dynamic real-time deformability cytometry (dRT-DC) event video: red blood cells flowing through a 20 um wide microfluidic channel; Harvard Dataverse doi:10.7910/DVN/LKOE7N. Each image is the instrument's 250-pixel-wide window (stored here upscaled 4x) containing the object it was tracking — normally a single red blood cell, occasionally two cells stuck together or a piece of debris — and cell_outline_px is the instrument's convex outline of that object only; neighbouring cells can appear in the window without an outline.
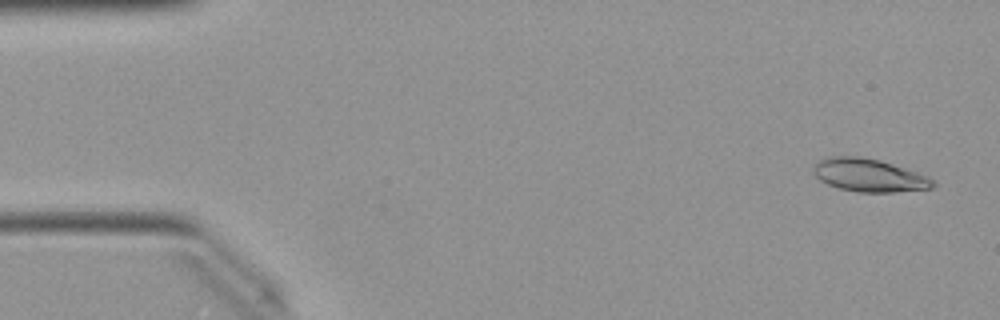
{"species": "Egyptian fruit bat (a non-hibernating species)", "species_latin": "Rousettus aegyptiacus", "temperature_condition": "warm", "stored_images_in_passage": 50, "camera_frame_rate_fps": 3000, "um_per_image_px": 0.085, "animal": {"sex": "female"}, "frame": {"image": 1, "passage_image": 2, "time_ms": 0.333, "image_size_px": [1000, 320], "cell_outline_px": [[936, 184], [932, 188], [896, 192], [856, 192], [840, 188], [828, 184], [820, 180], [812, 172], [812, 168], [816, 160], [828, 156], [860, 156], [880, 160], [928, 176], [936, 180]], "centroid_in_image_um": [73.85, 14.89], "position_along_channel_um": 11.2, "area_um2": 23.18}}
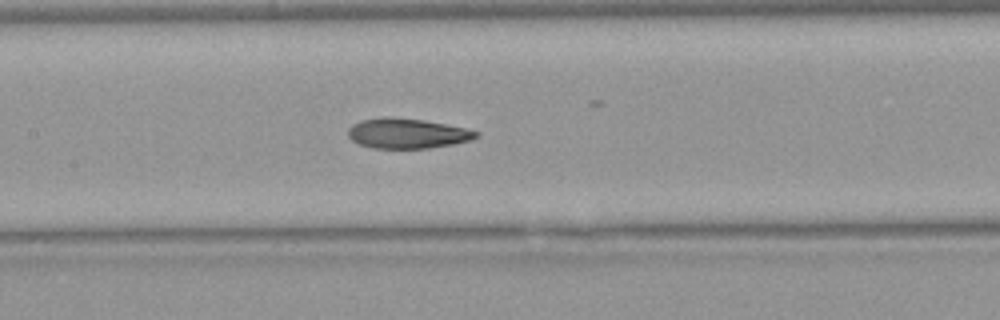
{"frame": {"image": 2, "passage_image": 23, "time_ms": 7.333, "image_size_px": [1000, 320], "cell_outline_px": [[480, 136], [472, 140], [452, 144], [428, 148], [372, 148], [360, 144], [352, 140], [348, 136], [348, 128], [352, 124], [360, 120], [384, 116], [388, 116], [424, 120], [464, 128], [480, 132]], "centroid_in_image_um": [34.6, 11.33], "position_along_channel_um": 172.8, "area_um2": 22.48}}
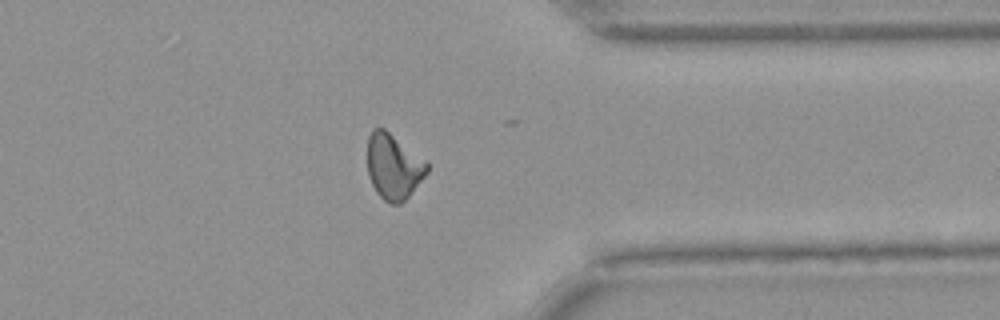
{"frame": {"image": 3, "passage_image": 39, "time_ms": 12.667, "image_size_px": [1000, 320], "cell_outline_px": [[428, 172], [408, 196], [400, 204], [392, 204], [384, 200], [376, 192], [368, 176], [368, 136], [372, 128], [384, 128], [428, 160]], "centroid_in_image_um": [33.46, 14.13], "position_along_channel_um": 377.9, "area_um2": 22.89}, "authors_computed_cell_mechanics": {"area_um2": 22.542, "velocity_mm_per_s": 4.0233, "shape_relaxation_time_tau1_ms": 6.9781, "shape_relaxation_time_tau2_ms": 1.9898, "deformation_change_tau1": 0.2042, "deformation_change_tau2": 0.0847}}